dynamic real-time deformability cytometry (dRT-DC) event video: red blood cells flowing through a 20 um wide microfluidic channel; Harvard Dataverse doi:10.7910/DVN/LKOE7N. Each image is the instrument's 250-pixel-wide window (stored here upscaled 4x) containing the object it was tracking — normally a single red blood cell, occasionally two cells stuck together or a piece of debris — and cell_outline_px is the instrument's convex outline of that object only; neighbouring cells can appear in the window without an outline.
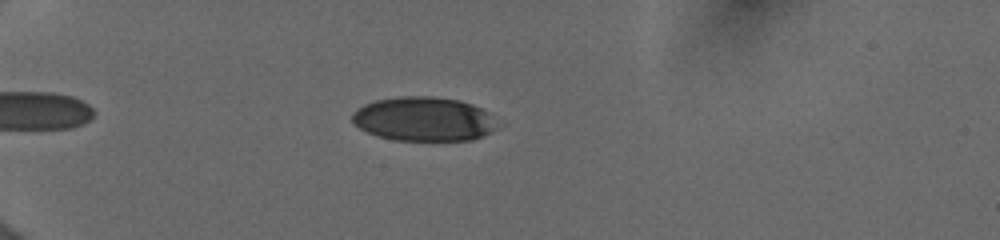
{"species": "human", "species_latin": "Homo sapiens", "temperature_condition": "cold", "stored_images_in_passage": 39, "camera_frame_rate_fps": 3000, "um_per_image_px": 0.085, "donor": {"sex": "female"}, "frame": {"image": 1, "passage_image": 7, "time_ms": 2.0, "image_size_px": [1000, 240], "cell_outline_px": [[504, 124], [500, 128], [484, 136], [472, 140], [396, 140], [380, 136], [368, 132], [360, 128], [352, 120], [352, 112], [356, 108], [364, 104], [376, 100], [400, 96], [432, 96], [460, 100], [472, 104], [488, 112]], "centroid_in_image_um": [36.11, 10.11], "position_along_channel_um": 48.9, "area_um2": 37.86}}
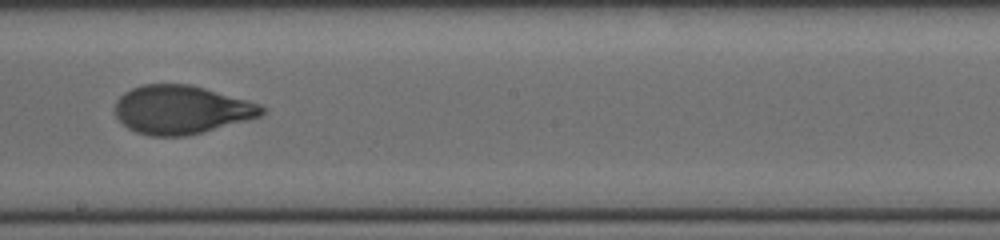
{"frame": {"image": 2, "passage_image": 24, "time_ms": 7.667, "image_size_px": [1000, 240], "cell_outline_px": [[264, 112], [260, 116], [248, 120], [184, 136], [152, 136], [136, 132], [128, 128], [116, 116], [116, 100], [124, 92], [140, 84], [192, 84], [248, 100], [260, 104], [264, 108]], "centroid_in_image_um": [15.4, 9.31], "position_along_channel_um": 232.8, "area_um2": 41.33}}
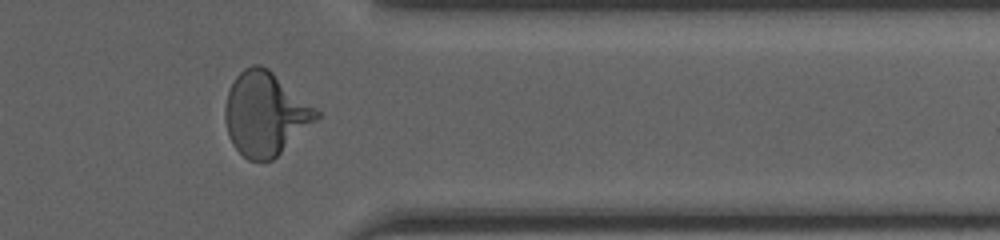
{"frame": {"image": 3, "passage_image": 36, "time_ms": 11.667, "image_size_px": [1000, 240], "cell_outline_px": [[320, 116], [316, 120], [272, 160], [248, 160], [232, 144], [228, 136], [224, 120], [224, 108], [228, 92], [236, 76], [244, 68], [252, 64], [260, 64], [268, 68], [316, 108], [320, 112]], "centroid_in_image_um": [22.52, 9.66], "position_along_channel_um": 388.9, "area_um2": 44.04}, "authors_computed_cell_mechanics": {"area_um2": 41.2114, "velocity_mm_per_s": 3.9957, "shape_relaxation_time_tau1_ms": 4.0462, "shape_relaxation_time_tau2_ms": 0.7255, "deformation_change_tau1": 0.1868, "deformation_change_tau2": 0.0456}}